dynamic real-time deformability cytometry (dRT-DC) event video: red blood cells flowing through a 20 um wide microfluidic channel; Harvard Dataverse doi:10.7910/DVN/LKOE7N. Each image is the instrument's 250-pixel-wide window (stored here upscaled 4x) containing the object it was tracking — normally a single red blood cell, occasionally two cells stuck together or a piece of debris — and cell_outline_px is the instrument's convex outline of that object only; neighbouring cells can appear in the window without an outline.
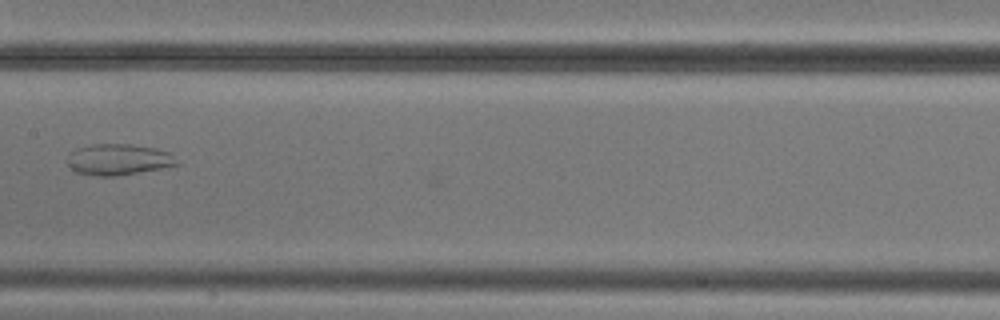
{"species": "common noctule bat (a hibernating species)", "species_latin": "Nyctalus noctula", "temperature_condition": "cold", "stored_images_in_passage": 12, "camera_frame_rate_fps": 3000, "um_per_image_px": 0.085, "animal": {"sex": "male", "body_mass_g": 20.5, "forearm_length_mm": 52.5}, "frame": {"image": 1, "passage_image": 9, "time_ms": 10.667, "image_size_px": [1000, 320], "cell_outline_px": [[180, 164], [160, 168], [112, 176], [96, 176], [76, 172], [68, 168], [64, 160], [68, 152], [76, 148], [92, 144], [132, 144], [156, 148], [168, 152]], "centroid_in_image_um": [9.94, 13.54], "position_along_channel_um": 197.5, "area_um2": 20.0}}
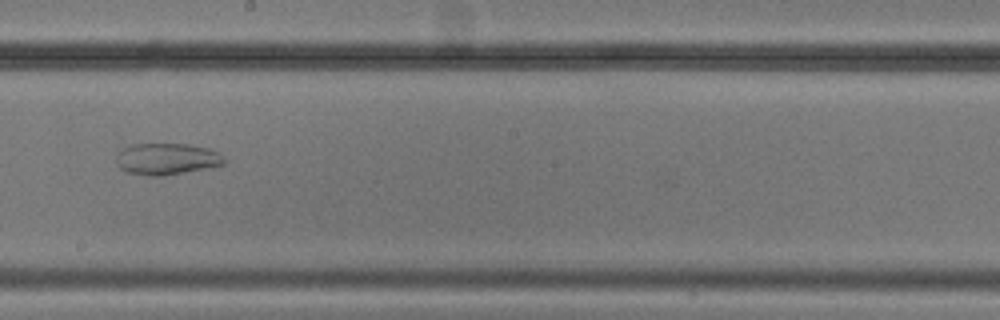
{"frame": {"image": 2, "passage_image": 10, "time_ms": 11.667, "image_size_px": [1000, 320], "cell_outline_px": [[228, 160], [224, 164], [164, 176], [148, 176], [124, 172], [116, 164], [116, 156], [124, 148], [132, 144], [188, 144], [208, 148], [220, 152]], "centroid_in_image_um": [14.18, 13.51], "position_along_channel_um": 234.0, "area_um2": 20.0}}
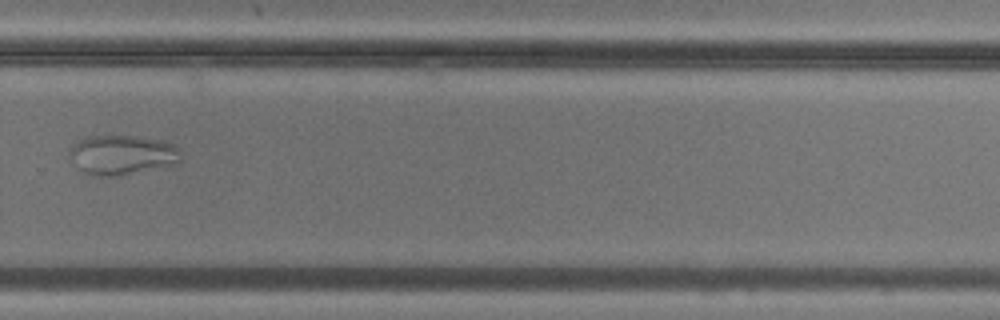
{"frame": {"image": 3, "passage_image": 12, "time_ms": 14.0, "image_size_px": [1000, 320], "cell_outline_px": [[180, 160], [172, 164], [120, 176], [92, 176], [76, 168], [72, 164], [68, 156], [68, 152], [72, 144], [88, 136], [136, 136], [160, 140], [172, 144], [180, 148]], "centroid_in_image_um": [10.3, 13.17], "position_along_channel_um": 319.5, "area_um2": 25.84}}